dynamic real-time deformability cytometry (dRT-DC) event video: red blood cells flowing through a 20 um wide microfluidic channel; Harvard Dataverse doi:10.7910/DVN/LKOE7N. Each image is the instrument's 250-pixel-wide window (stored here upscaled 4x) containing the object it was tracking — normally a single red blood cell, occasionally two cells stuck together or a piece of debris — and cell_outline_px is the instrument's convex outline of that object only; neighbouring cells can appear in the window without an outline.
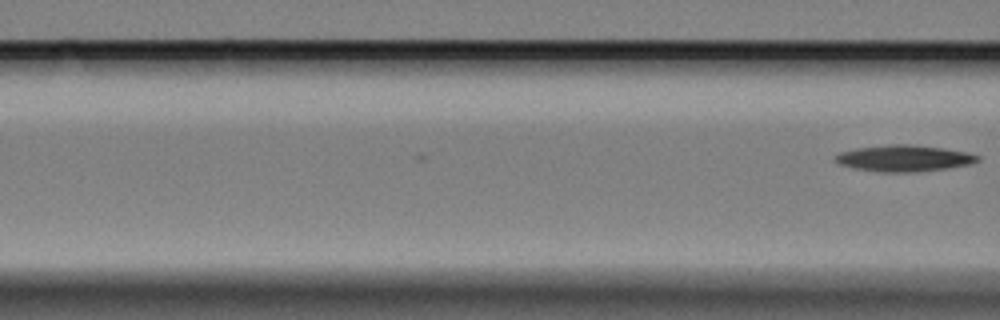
{"species": "Egyptian fruit bat (a non-hibernating species)", "species_latin": "Rousettus aegyptiacus", "temperature_condition": "cold", "stored_images_in_passage": 6, "camera_frame_rate_fps": 3000, "um_per_image_px": 0.085, "animal": {"sex": "female"}, "frame": {"image": 1, "passage_image": 6, "time_ms": 1.667, "image_size_px": [1000, 320], "cell_outline_px": [[980, 160], [972, 164], [948, 168], [916, 172], [884, 172], [856, 168], [840, 164], [836, 160], [836, 156], [840, 152], [856, 148], [892, 144], [908, 144], [944, 148], [968, 152], [980, 156]], "centroid_in_image_um": [76.92, 13.45], "position_along_channel_um": 89.7, "area_um2": 21.73}}